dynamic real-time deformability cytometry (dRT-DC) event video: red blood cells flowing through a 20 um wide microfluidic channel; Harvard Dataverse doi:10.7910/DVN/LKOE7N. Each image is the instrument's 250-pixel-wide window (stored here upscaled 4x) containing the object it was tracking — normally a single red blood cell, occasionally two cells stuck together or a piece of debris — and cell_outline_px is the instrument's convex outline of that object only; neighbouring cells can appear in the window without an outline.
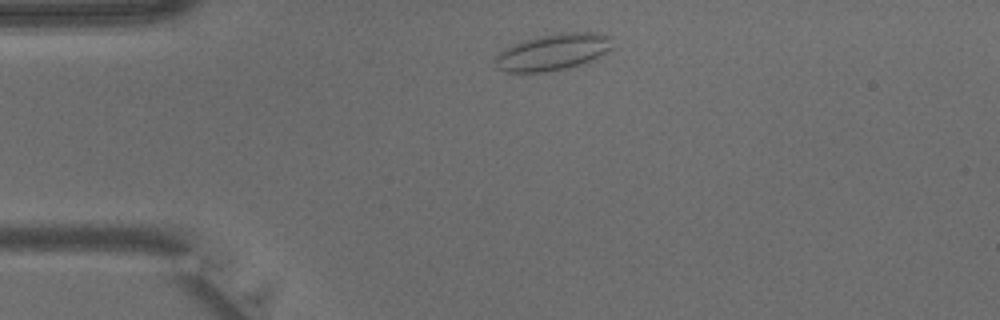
{"species": "common noctule bat (a hibernating species)", "species_latin": "Nyctalus noctula", "temperature_condition": "warm", "stored_images_in_passage": 35, "camera_frame_rate_fps": 3000, "um_per_image_px": 0.085, "animal": {"sex": "male", "body_mass_g": 15.6}, "frame": {"image": 1, "passage_image": 3, "time_ms": 0.667, "image_size_px": [1000, 320], "cell_outline_px": [[612, 48], [600, 56], [580, 64], [564, 68], [544, 72], [508, 72], [496, 68], [496, 56], [504, 48], [512, 44], [536, 36], [560, 32], [596, 32], [612, 36]], "centroid_in_image_um": [47.01, 4.4], "position_along_channel_um": 38.0, "area_um2": 24.97}}
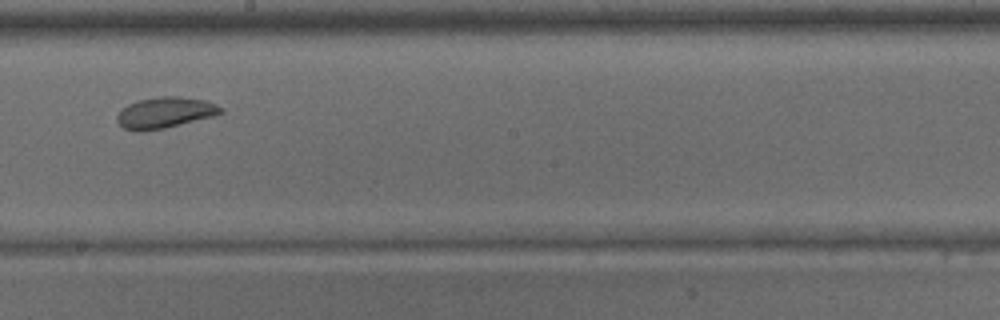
{"frame": {"image": 2, "passage_image": 17, "time_ms": 5.333, "image_size_px": [1000, 320], "cell_outline_px": [[224, 112], [212, 116], [164, 128], [140, 132], [136, 132], [124, 128], [116, 120], [116, 116], [120, 108], [136, 100], [160, 96], [180, 96], [204, 100], [216, 104], [224, 108]], "centroid_in_image_um": [13.98, 9.56], "position_along_channel_um": 234.2, "area_um2": 18.9}}
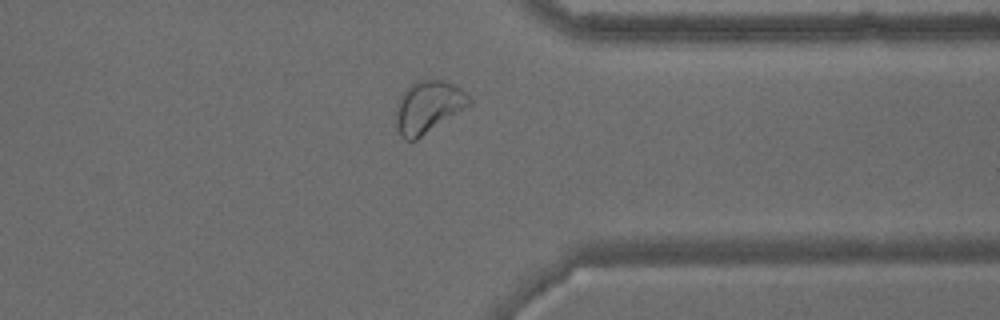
{"frame": {"image": 3, "passage_image": 26, "time_ms": 8.333, "image_size_px": [1000, 320], "cell_outline_px": [[472, 104], [416, 140], [404, 140], [400, 136], [396, 128], [396, 112], [400, 96], [412, 84], [420, 80], [440, 80], [452, 84], [460, 88], [472, 100]], "centroid_in_image_um": [36.39, 9.12], "position_along_channel_um": 375.0, "area_um2": 21.96}}